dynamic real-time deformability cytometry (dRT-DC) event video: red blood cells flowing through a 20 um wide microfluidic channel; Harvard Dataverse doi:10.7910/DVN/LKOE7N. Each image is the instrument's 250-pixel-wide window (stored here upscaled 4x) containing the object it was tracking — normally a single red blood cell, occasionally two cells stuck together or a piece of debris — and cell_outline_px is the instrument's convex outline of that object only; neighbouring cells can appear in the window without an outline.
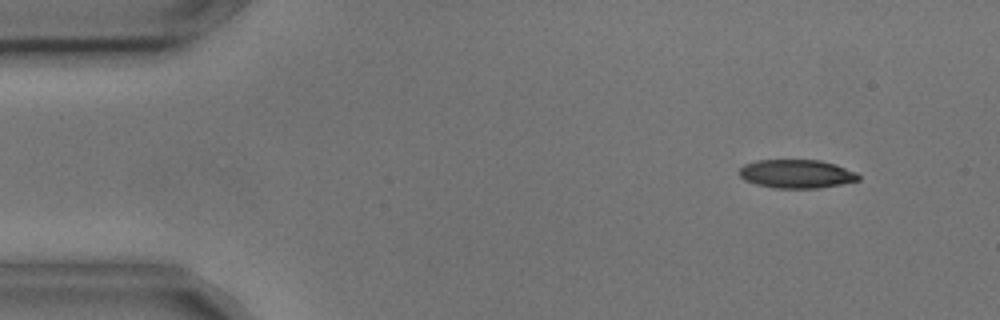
{"species": "common noctule bat (a hibernating species)", "species_latin": "Nyctalus noctula", "temperature_condition": "cold", "stored_images_in_passage": 4, "camera_frame_rate_fps": 3000, "um_per_image_px": 0.085, "animal": {"sex": "male", "body_mass_g": 17.9, "forearm_length_mm": 54.2}, "frame": {"image": 1, "passage_image": 2, "time_ms": 0.333, "image_size_px": [1000, 320], "cell_outline_px": [[860, 180], [840, 184], [816, 188], [776, 188], [756, 184], [744, 180], [740, 176], [740, 168], [744, 164], [756, 160], [820, 160], [836, 164], [856, 172], [860, 176]], "centroid_in_image_um": [67.71, 14.77], "position_along_channel_um": 17.3, "area_um2": 19.83}}
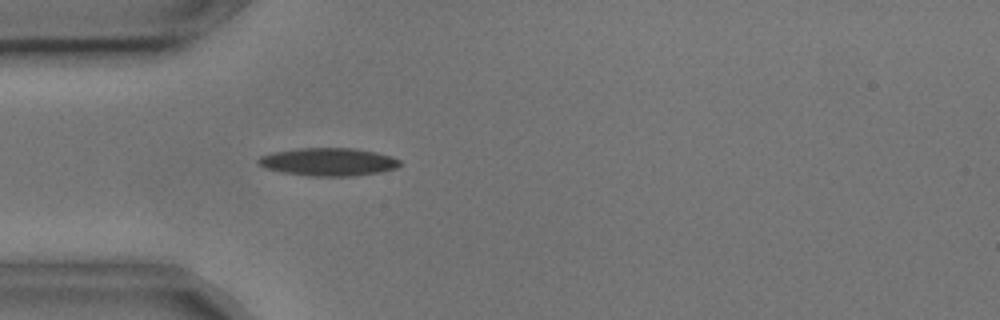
{"frame": {"image": 2, "passage_image": 4, "time_ms": 1.0, "image_size_px": [1000, 320], "cell_outline_px": [[400, 164], [396, 168], [380, 172], [352, 176], [308, 176], [280, 172], [264, 168], [256, 160], [260, 156], [272, 152], [300, 148], [356, 148], [376, 152], [392, 156], [400, 160]], "centroid_in_image_um": [27.89, 13.76], "position_along_channel_um": 57.1, "area_um2": 23.18}}